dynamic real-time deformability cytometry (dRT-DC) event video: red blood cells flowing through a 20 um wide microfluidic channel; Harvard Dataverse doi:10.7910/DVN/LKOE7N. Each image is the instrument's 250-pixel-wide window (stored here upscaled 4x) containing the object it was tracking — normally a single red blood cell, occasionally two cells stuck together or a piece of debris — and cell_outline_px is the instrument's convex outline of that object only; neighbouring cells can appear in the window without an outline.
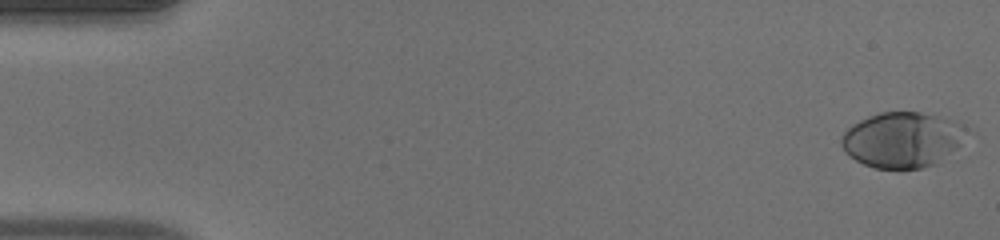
{"species": "human", "species_latin": "Homo sapiens", "temperature_condition": "warm", "stored_images_in_passage": 26, "camera_frame_rate_fps": 3000, "um_per_image_px": 0.085, "donor": {"sex": "male"}, "frame": {"image": 1, "passage_image": 1, "time_ms": 0.0, "image_size_px": [1000, 240], "cell_outline_px": [[968, 128], [956, 144], [936, 164], [920, 168], [876, 168], [864, 164], [848, 156], [844, 152], [840, 144], [840, 136], [852, 124], [868, 116], [880, 112], [920, 112], [956, 120], [964, 124]], "centroid_in_image_um": [76.61, 11.86], "position_along_channel_um": 8.4, "area_um2": 40.0}}
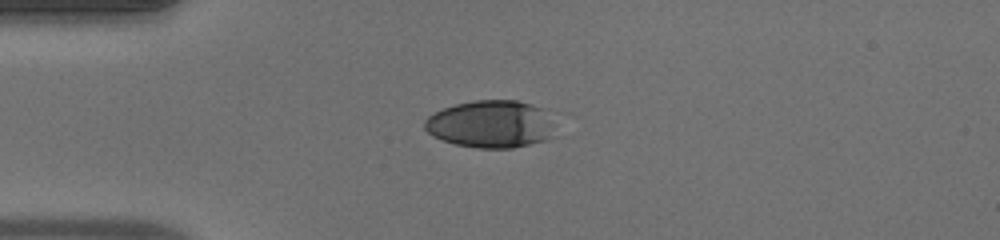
{"frame": {"image": 2, "passage_image": 13, "time_ms": 4.0, "image_size_px": [1000, 240], "cell_outline_px": [[556, 136], [544, 140], [512, 148], [476, 148], [456, 144], [432, 136], [424, 128], [424, 120], [428, 116], [444, 108], [456, 104], [476, 100], [516, 100], [544, 108]], "centroid_in_image_um": [41.71, 10.55], "position_along_channel_um": 43.3, "area_um2": 35.95}}
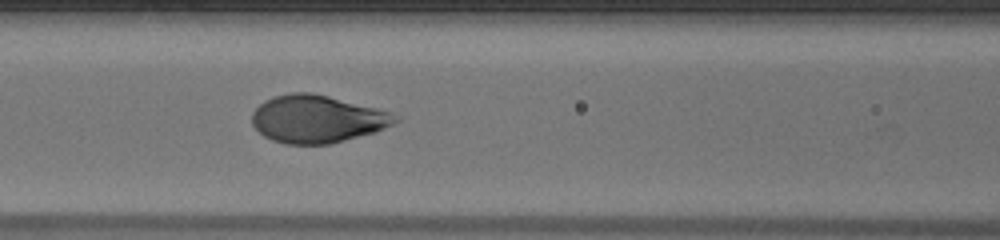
{"frame": {"image": 3, "passage_image": 22, "time_ms": 7.0, "image_size_px": [1000, 240], "cell_outline_px": [[400, 120], [384, 128], [372, 132], [344, 140], [328, 144], [284, 144], [272, 140], [264, 136], [252, 124], [252, 112], [264, 100], [272, 96], [292, 92], [312, 92], [376, 108], [400, 116]], "centroid_in_image_um": [26.91, 10.1], "position_along_channel_um": 139.7, "area_um2": 39.48}}